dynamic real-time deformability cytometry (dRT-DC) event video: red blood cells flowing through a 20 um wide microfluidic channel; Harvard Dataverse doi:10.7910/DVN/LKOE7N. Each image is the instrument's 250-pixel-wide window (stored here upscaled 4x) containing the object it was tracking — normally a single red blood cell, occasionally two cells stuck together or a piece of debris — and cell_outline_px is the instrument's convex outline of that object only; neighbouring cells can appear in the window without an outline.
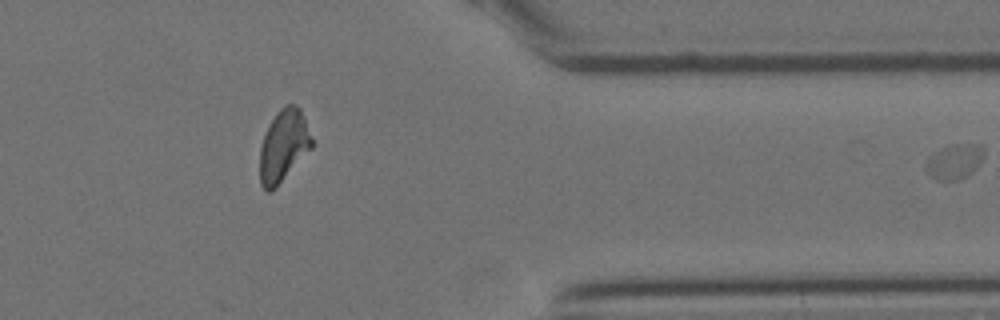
{"species": "Egyptian fruit bat (a non-hibernating species)", "species_latin": "Rousettus aegyptiacus", "temperature_condition": "cold", "stored_images_in_passage": 36, "segment_of_instrument_passage": [2, 2], "camera_frame_rate_fps": 3000, "um_per_image_px": 0.085, "animal": {"sex": "female"}, "frame": {"image": 1, "passage_image": 36, "time_ms": 11.667, "image_size_px": [1000, 320], "cell_outline_px": [[984, 156], [976, 168], [972, 172], [960, 180], [936, 180], [928, 172], [928, 156], [952, 144], [972, 144], [984, 148]], "centroid_in_image_um": [81.17, 13.74], "position_along_channel_um": 330.2, "area_um2": 11.44}}